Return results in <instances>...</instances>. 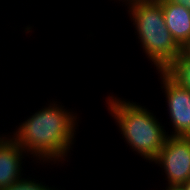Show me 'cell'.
Masks as SVG:
<instances>
[{
  "label": "cell",
  "instance_id": "obj_9",
  "mask_svg": "<svg viewBox=\"0 0 190 190\" xmlns=\"http://www.w3.org/2000/svg\"><path fill=\"white\" fill-rule=\"evenodd\" d=\"M37 168H34V170L32 169V174L30 175V172L28 173V175H26L24 178H22L19 181H16L14 184L10 185L9 187H7L5 190H62L64 186H57L55 184L54 185H47L46 181H47V176L46 178H42V176L39 175H35V173H39L37 172ZM33 171H36L35 173ZM34 173V175H33ZM38 177V178H37ZM40 177V178H39ZM42 178V179H41ZM46 179V181H45Z\"/></svg>",
  "mask_w": 190,
  "mask_h": 190
},
{
  "label": "cell",
  "instance_id": "obj_6",
  "mask_svg": "<svg viewBox=\"0 0 190 190\" xmlns=\"http://www.w3.org/2000/svg\"><path fill=\"white\" fill-rule=\"evenodd\" d=\"M1 130V128H0ZM2 131V132H1ZM0 131V190H5L16 181L24 178L31 169L37 167L52 170L56 165H38L5 131ZM24 160V161H23ZM29 160H32L29 162ZM27 163V164H26ZM29 168H28V166ZM34 167H31V166ZM26 166V167H24ZM40 167V168H39ZM30 169V170H27ZM27 171V172H26Z\"/></svg>",
  "mask_w": 190,
  "mask_h": 190
},
{
  "label": "cell",
  "instance_id": "obj_5",
  "mask_svg": "<svg viewBox=\"0 0 190 190\" xmlns=\"http://www.w3.org/2000/svg\"><path fill=\"white\" fill-rule=\"evenodd\" d=\"M152 168L159 167L158 185H183L190 181V137L168 135ZM161 168V169H160ZM161 170V171H160ZM164 184H162V183Z\"/></svg>",
  "mask_w": 190,
  "mask_h": 190
},
{
  "label": "cell",
  "instance_id": "obj_2",
  "mask_svg": "<svg viewBox=\"0 0 190 190\" xmlns=\"http://www.w3.org/2000/svg\"><path fill=\"white\" fill-rule=\"evenodd\" d=\"M106 95L102 99L105 100L104 107L114 122L119 138L125 142L124 147H129V152L132 151L135 157H139L138 161L141 158L151 165L168 137L165 123L162 122L164 117H158L153 108L149 109L151 106L121 97L119 92L109 91Z\"/></svg>",
  "mask_w": 190,
  "mask_h": 190
},
{
  "label": "cell",
  "instance_id": "obj_1",
  "mask_svg": "<svg viewBox=\"0 0 190 190\" xmlns=\"http://www.w3.org/2000/svg\"><path fill=\"white\" fill-rule=\"evenodd\" d=\"M47 102H42L34 112L28 111L20 122L13 123L10 131H4L19 145L38 165H56L63 168L71 166L73 148L76 141L81 121L82 111L76 107L65 106L61 99L55 95ZM78 112V113H77ZM80 122V123H79ZM16 124V125H15ZM18 124V125H17ZM14 127V128H13ZM13 129V130H12ZM76 144V145H75ZM73 152V153H72ZM68 162V163H67Z\"/></svg>",
  "mask_w": 190,
  "mask_h": 190
},
{
  "label": "cell",
  "instance_id": "obj_7",
  "mask_svg": "<svg viewBox=\"0 0 190 190\" xmlns=\"http://www.w3.org/2000/svg\"><path fill=\"white\" fill-rule=\"evenodd\" d=\"M163 9L165 24L170 34L183 49L190 42V11L182 5L158 0Z\"/></svg>",
  "mask_w": 190,
  "mask_h": 190
},
{
  "label": "cell",
  "instance_id": "obj_3",
  "mask_svg": "<svg viewBox=\"0 0 190 190\" xmlns=\"http://www.w3.org/2000/svg\"><path fill=\"white\" fill-rule=\"evenodd\" d=\"M138 49L153 71H165L183 51L167 29L158 0H136L123 6ZM140 46V48H139ZM155 69V70H154Z\"/></svg>",
  "mask_w": 190,
  "mask_h": 190
},
{
  "label": "cell",
  "instance_id": "obj_4",
  "mask_svg": "<svg viewBox=\"0 0 190 190\" xmlns=\"http://www.w3.org/2000/svg\"><path fill=\"white\" fill-rule=\"evenodd\" d=\"M159 93L163 94L167 114L166 132L170 136L190 137V91L180 86L165 71H156ZM169 119V122H168ZM168 123V124H167ZM170 128H167L168 126Z\"/></svg>",
  "mask_w": 190,
  "mask_h": 190
},
{
  "label": "cell",
  "instance_id": "obj_10",
  "mask_svg": "<svg viewBox=\"0 0 190 190\" xmlns=\"http://www.w3.org/2000/svg\"><path fill=\"white\" fill-rule=\"evenodd\" d=\"M153 187H155L156 190H159L157 185ZM159 188L160 190H185L182 185H159Z\"/></svg>",
  "mask_w": 190,
  "mask_h": 190
},
{
  "label": "cell",
  "instance_id": "obj_14",
  "mask_svg": "<svg viewBox=\"0 0 190 190\" xmlns=\"http://www.w3.org/2000/svg\"><path fill=\"white\" fill-rule=\"evenodd\" d=\"M185 190H190V181L182 185Z\"/></svg>",
  "mask_w": 190,
  "mask_h": 190
},
{
  "label": "cell",
  "instance_id": "obj_12",
  "mask_svg": "<svg viewBox=\"0 0 190 190\" xmlns=\"http://www.w3.org/2000/svg\"><path fill=\"white\" fill-rule=\"evenodd\" d=\"M110 1H113V0H110ZM132 1H136V0H114V2H112V3H114V4H116L117 2V4L119 5V7L122 5V7L124 6V5H126L127 3H130V2H132ZM116 2V3H115Z\"/></svg>",
  "mask_w": 190,
  "mask_h": 190
},
{
  "label": "cell",
  "instance_id": "obj_13",
  "mask_svg": "<svg viewBox=\"0 0 190 190\" xmlns=\"http://www.w3.org/2000/svg\"><path fill=\"white\" fill-rule=\"evenodd\" d=\"M183 51L190 56V42L183 48Z\"/></svg>",
  "mask_w": 190,
  "mask_h": 190
},
{
  "label": "cell",
  "instance_id": "obj_8",
  "mask_svg": "<svg viewBox=\"0 0 190 190\" xmlns=\"http://www.w3.org/2000/svg\"><path fill=\"white\" fill-rule=\"evenodd\" d=\"M165 72L180 86L190 91V56L182 51Z\"/></svg>",
  "mask_w": 190,
  "mask_h": 190
},
{
  "label": "cell",
  "instance_id": "obj_11",
  "mask_svg": "<svg viewBox=\"0 0 190 190\" xmlns=\"http://www.w3.org/2000/svg\"><path fill=\"white\" fill-rule=\"evenodd\" d=\"M166 1L177 4V5H182L187 10L190 11V0H166Z\"/></svg>",
  "mask_w": 190,
  "mask_h": 190
}]
</instances>
